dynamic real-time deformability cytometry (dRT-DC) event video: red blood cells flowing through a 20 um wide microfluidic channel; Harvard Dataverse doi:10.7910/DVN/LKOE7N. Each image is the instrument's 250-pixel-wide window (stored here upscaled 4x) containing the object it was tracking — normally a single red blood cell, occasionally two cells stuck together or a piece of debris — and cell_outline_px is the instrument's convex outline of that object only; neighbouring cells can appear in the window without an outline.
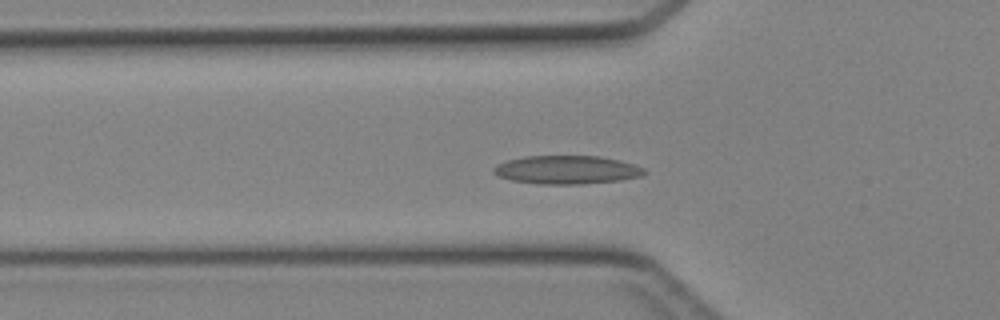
{"species": "Egyptian fruit bat (a non-hibernating species)", "species_latin": "Rousettus aegyptiacus", "temperature_condition": "cold", "stored_images_in_passage": 27, "camera_frame_rate_fps": 3000, "um_per_image_px": 0.085, "animal": {"sex": "female"}, "frame": {"image": 1, "passage_image": 3, "time_ms": 0.667, "image_size_px": [1000, 320], "cell_outline_px": [[648, 172], [640, 176], [620, 180], [584, 184], [540, 184], [512, 180], [500, 176], [492, 172], [492, 168], [496, 164], [508, 160], [524, 156], [600, 156], [620, 160], [644, 168]], "centroid_in_image_um": [48.18, 14.43], "position_along_channel_um": 77.6, "area_um2": 24.97}}
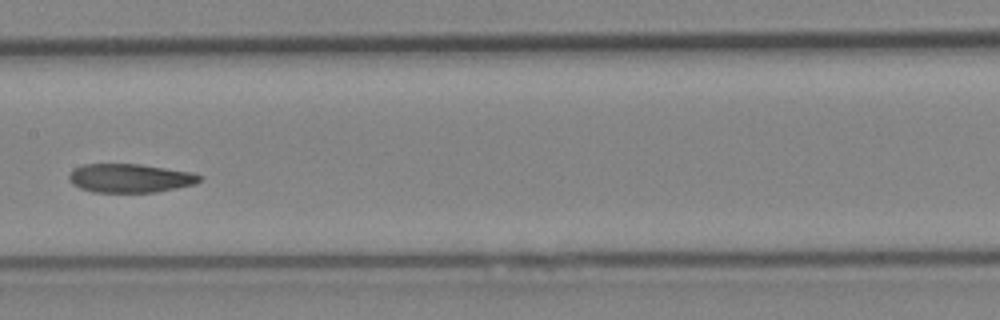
{"frame": {"image": 2, "passage_image": 11, "time_ms": 3.333, "image_size_px": [1000, 320], "cell_outline_px": [[200, 180], [196, 184], [156, 192], [92, 192], [80, 188], [72, 184], [68, 180], [68, 176], [72, 168], [84, 164], [140, 164], [192, 172], [200, 176]], "centroid_in_image_um": [11.0, 15.14], "position_along_channel_um": 196.4, "area_um2": 21.96}}
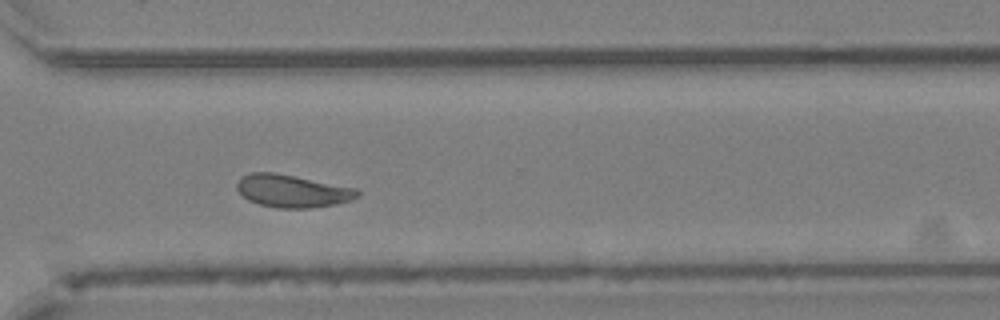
{"frame": {"image": 3, "passage_image": 21, "time_ms": 6.667, "image_size_px": [1000, 320], "cell_outline_px": [[360, 192], [352, 200], [336, 204], [308, 208], [276, 208], [260, 204], [248, 200], [236, 188], [236, 184], [240, 176], [252, 172], [272, 172], [356, 188]], "centroid_in_image_um": [24.81, 16.23], "position_along_channel_um": 345.8, "area_um2": 22.72}}